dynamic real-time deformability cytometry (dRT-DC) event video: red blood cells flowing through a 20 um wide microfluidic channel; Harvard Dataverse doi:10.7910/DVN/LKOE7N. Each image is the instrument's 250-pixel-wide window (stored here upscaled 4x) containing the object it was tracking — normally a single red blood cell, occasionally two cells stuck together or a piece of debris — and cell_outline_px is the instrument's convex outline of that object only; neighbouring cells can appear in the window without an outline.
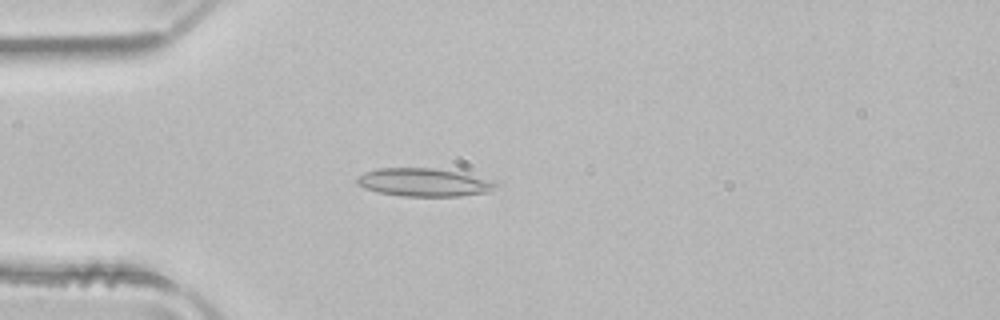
{"species": "common noctule bat (a hibernating species)", "species_latin": "Nyctalus noctula", "temperature_condition": "room temperature", "stored_images_in_passage": 50, "camera_frame_rate_fps": 3000, "um_per_image_px": 0.085, "animal": {"sex": "male", "body_mass_g": 21.5, "forearm_length_mm": 52.0}, "frame": {"image": 1, "passage_image": 13, "time_ms": 4.0, "image_size_px": [1000, 320], "cell_outline_px": [[500, 184], [496, 188], [488, 192], [460, 196], [404, 196], [376, 192], [364, 188], [356, 184], [356, 176], [364, 172], [380, 168], [432, 168], [456, 172]], "centroid_in_image_um": [35.93, 15.51], "position_along_channel_um": 49.1, "area_um2": 22.48}}
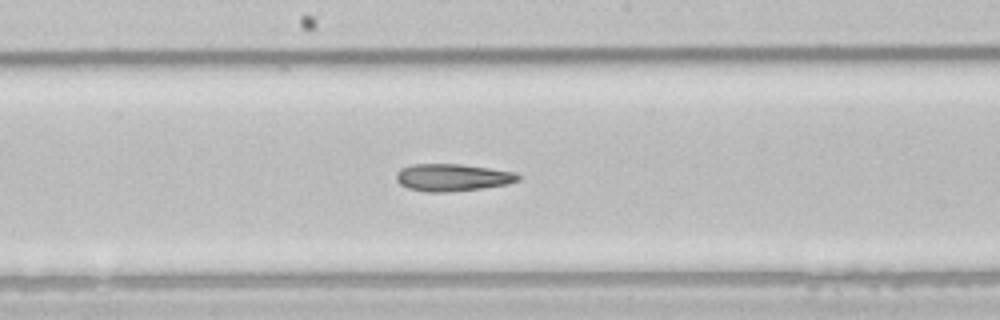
{"frame": {"image": 2, "passage_image": 26, "time_ms": 8.333, "image_size_px": [1000, 320], "cell_outline_px": [[520, 180], [508, 184], [480, 188], [448, 192], [428, 192], [408, 188], [400, 184], [396, 180], [396, 172], [400, 168], [412, 164], [460, 164], [516, 172], [520, 176]], "centroid_in_image_um": [38.44, 15.08], "position_along_channel_um": 209.8, "area_um2": 19.36}}
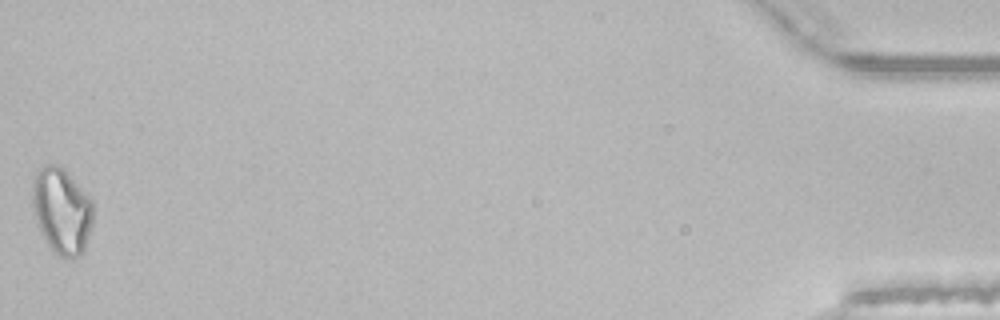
{"frame": {"image": 3, "passage_image": 50, "time_ms": 16.333, "image_size_px": [1000, 320], "cell_outline_px": [[92, 228], [84, 252], [80, 256], [60, 256], [48, 244], [40, 232], [36, 220], [32, 204], [32, 176], [40, 168], [48, 164], [52, 164], [60, 168], [92, 200]], "centroid_in_image_um": [5.23, 17.94], "position_along_channel_um": 430.0, "area_um2": 29.88}, "authors_computed_cell_mechanics": {"area_um2": 21.7039, "velocity_mm_per_s": 4.0009, "shape_relaxation_time_tau1_ms": null, "shape_relaxation_time_tau2_ms": 7.0016, "deformation_change_tau1": null, "deformation_change_tau2": 0.1701}}